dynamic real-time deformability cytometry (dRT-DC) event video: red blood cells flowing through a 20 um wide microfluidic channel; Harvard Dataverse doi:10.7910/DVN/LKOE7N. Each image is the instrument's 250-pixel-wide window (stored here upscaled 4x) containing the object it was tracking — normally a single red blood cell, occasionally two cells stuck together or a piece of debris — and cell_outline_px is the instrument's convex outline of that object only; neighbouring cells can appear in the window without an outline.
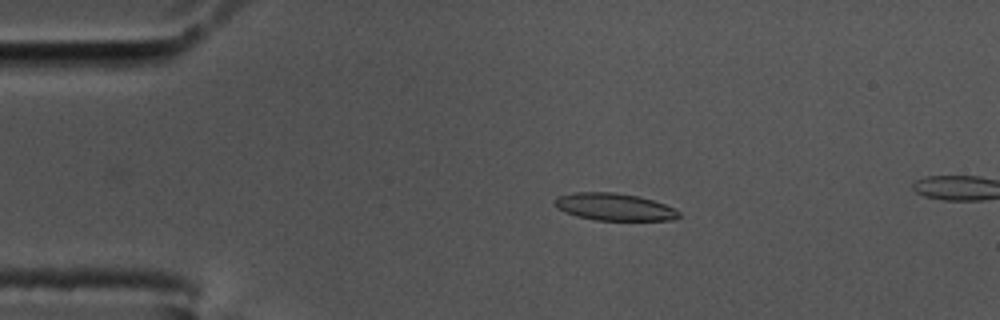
{"species": "common noctule bat (a hibernating species)", "species_latin": "Nyctalus noctula", "temperature_condition": "cold", "stored_images_in_passage": 10, "camera_frame_rate_fps": 3000, "um_per_image_px": 0.085, "animal": {"sex": "male", "body_mass_g": 17.5, "forearm_length_mm": 52.3}, "frame": {"image": 1, "passage_image": 5, "time_ms": 1.333, "image_size_px": [1000, 320], "cell_outline_px": [[680, 216], [672, 220], [596, 220], [576, 216], [564, 212], [556, 208], [552, 204], [552, 200], [556, 196], [576, 192], [616, 192], [636, 196], [652, 200], [664, 204], [680, 212]], "centroid_in_image_um": [52.13, 17.58], "position_along_channel_um": 32.9, "area_um2": 19.83}}